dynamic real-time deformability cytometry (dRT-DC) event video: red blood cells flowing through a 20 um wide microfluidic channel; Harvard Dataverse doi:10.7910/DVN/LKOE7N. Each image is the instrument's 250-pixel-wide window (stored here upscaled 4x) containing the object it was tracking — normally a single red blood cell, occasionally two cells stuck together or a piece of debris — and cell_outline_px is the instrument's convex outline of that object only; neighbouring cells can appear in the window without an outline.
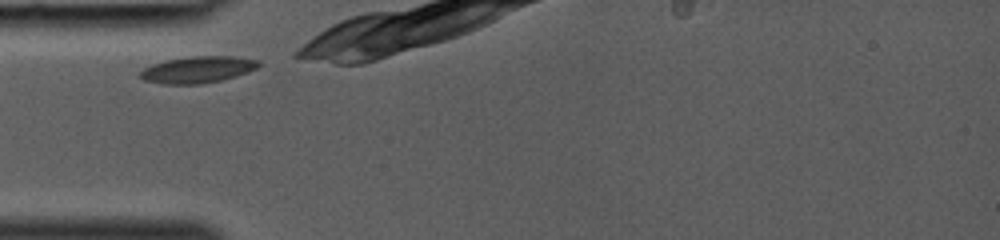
{"species": "common noctule bat (a hibernating species)", "species_latin": "Nyctalus noctula", "temperature_condition": "room temperature", "stored_images_in_passage": 17, "camera_frame_rate_fps": 3000, "um_per_image_px": 0.085, "animal": {"sex": "female", "body_mass_g": 19.0, "forearm_length_mm": 53.3}, "frame": {"image": 1, "passage_image": 1, "time_ms": 0.0, "image_size_px": [1000, 240], "cell_outline_px": [[260, 64], [256, 68], [248, 72], [236, 76], [220, 80], [200, 84], [164, 84], [144, 80], [136, 76], [144, 68], [152, 64], [164, 60], [192, 56], [232, 56], [260, 60]], "centroid_in_image_um": [16.77, 5.91], "position_along_channel_um": 68.2, "area_um2": 18.44}}
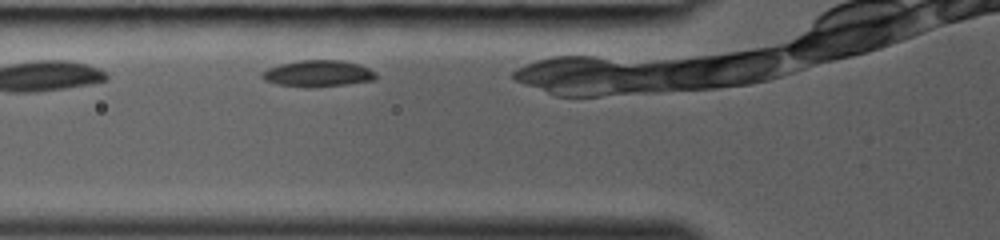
{"frame": {"image": 2, "passage_image": 3, "time_ms": 0.667, "image_size_px": [1000, 240], "cell_outline_px": [[376, 80], [344, 84], [276, 84], [264, 80], [260, 76], [268, 68], [280, 64], [300, 60], [340, 60], [356, 64], [368, 68], [376, 72]], "centroid_in_image_um": [27.05, 6.19], "position_along_channel_um": 98.7, "area_um2": 16.47}}